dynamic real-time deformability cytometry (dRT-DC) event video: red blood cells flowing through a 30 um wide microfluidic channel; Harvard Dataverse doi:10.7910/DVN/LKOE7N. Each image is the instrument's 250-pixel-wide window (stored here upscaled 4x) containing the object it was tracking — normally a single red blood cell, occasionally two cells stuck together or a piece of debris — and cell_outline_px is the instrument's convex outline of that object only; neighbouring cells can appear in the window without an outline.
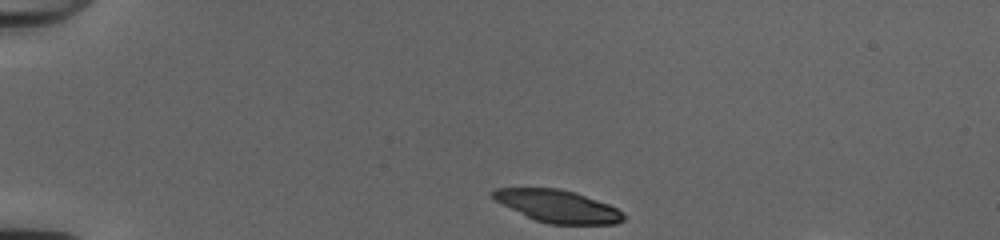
{"species": "common noctule bat (a hibernating species)", "species_latin": "Nyctalus noctula", "temperature_condition": "cold", "stored_images_in_passage": 42, "segment_of_instrument_passage": [1, 2], "camera_frame_rate_fps": 3000, "um_per_image_px": 0.085, "animal": {"sex": "female", "body_mass_g": 20.0, "forearm_length_mm": 54.0}, "frame": {"image": 1, "passage_image": 1, "time_ms": 0.0, "image_size_px": [1000, 240], "cell_outline_px": [[624, 220], [616, 224], [548, 224], [536, 220], [496, 200], [492, 196], [492, 192], [496, 188], [560, 188], [576, 192], [608, 204], [616, 208], [624, 216]], "centroid_in_image_um": [47.45, 17.52], "position_along_channel_um": 37.6, "area_um2": 24.22}}
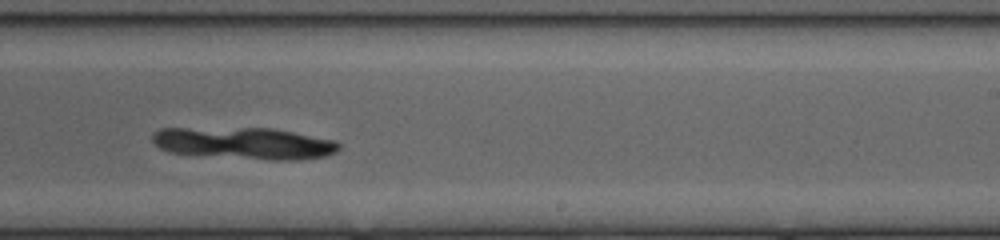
{"frame": {"image": 2, "passage_image": 23, "time_ms": 7.333, "image_size_px": [1000, 240], "cell_outline_px": [[340, 148], [336, 152], [324, 156], [300, 160], [268, 160], [168, 152], [160, 148], [152, 140], [152, 132], [160, 128], [272, 128], [336, 140], [340, 144]], "centroid_in_image_um": [20.78, 12.17], "position_along_channel_um": 268.2, "area_um2": 34.62}}
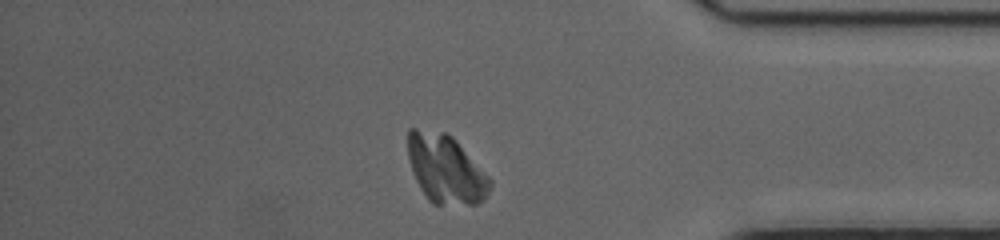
{"frame": {"image": 3, "passage_image": 34, "time_ms": 11.0, "image_size_px": [1000, 240], "cell_outline_px": [[492, 184], [484, 200], [476, 204], [432, 204], [428, 200], [420, 188], [416, 180], [408, 156], [408, 128], [416, 128], [444, 132], [452, 136], [456, 140], [492, 180]], "centroid_in_image_um": [37.88, 14.37], "position_along_channel_um": 397.3, "area_um2": 32.66}}